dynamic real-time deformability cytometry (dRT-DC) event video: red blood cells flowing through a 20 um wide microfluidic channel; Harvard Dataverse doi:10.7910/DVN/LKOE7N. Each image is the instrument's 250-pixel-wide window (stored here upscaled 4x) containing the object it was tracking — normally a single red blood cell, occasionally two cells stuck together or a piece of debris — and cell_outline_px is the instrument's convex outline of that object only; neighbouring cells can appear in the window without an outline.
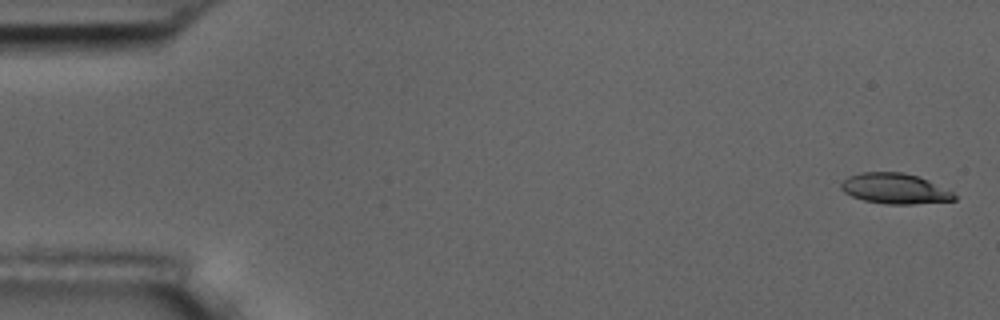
{"species": "common noctule bat (a hibernating species)", "species_latin": "Nyctalus noctula", "temperature_condition": "room temperature", "stored_images_in_passage": 7, "camera_frame_rate_fps": 3000, "um_per_image_px": 0.085, "animal": {"sex": "male", "body_mass_g": 17.5, "forearm_length_mm": 52.3}, "frame": {"image": 1, "passage_image": 1, "time_ms": 0.0, "image_size_px": [1000, 320], "cell_outline_px": [[956, 200], [912, 204], [884, 204], [864, 200], [852, 196], [844, 192], [840, 188], [840, 184], [848, 176], [864, 172], [904, 172], [928, 180], [952, 192], [956, 196]], "centroid_in_image_um": [76.04, 16.03], "position_along_channel_um": 9.0, "area_um2": 19.94}}
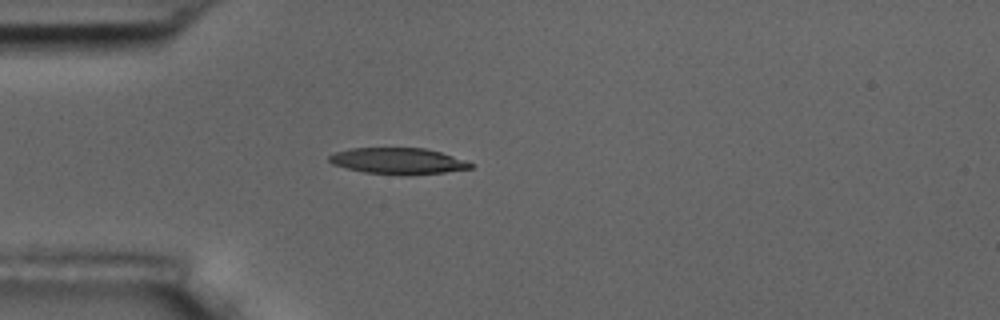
{"frame": {"image": 2, "passage_image": 5, "time_ms": 4.667, "image_size_px": [1000, 320], "cell_outline_px": [[472, 168], [444, 172], [364, 172], [332, 164], [328, 160], [328, 156], [336, 152], [352, 148], [424, 148], [440, 152], [452, 156], [472, 164]], "centroid_in_image_um": [33.76, 13.63], "position_along_channel_um": 51.2, "area_um2": 20.29}}